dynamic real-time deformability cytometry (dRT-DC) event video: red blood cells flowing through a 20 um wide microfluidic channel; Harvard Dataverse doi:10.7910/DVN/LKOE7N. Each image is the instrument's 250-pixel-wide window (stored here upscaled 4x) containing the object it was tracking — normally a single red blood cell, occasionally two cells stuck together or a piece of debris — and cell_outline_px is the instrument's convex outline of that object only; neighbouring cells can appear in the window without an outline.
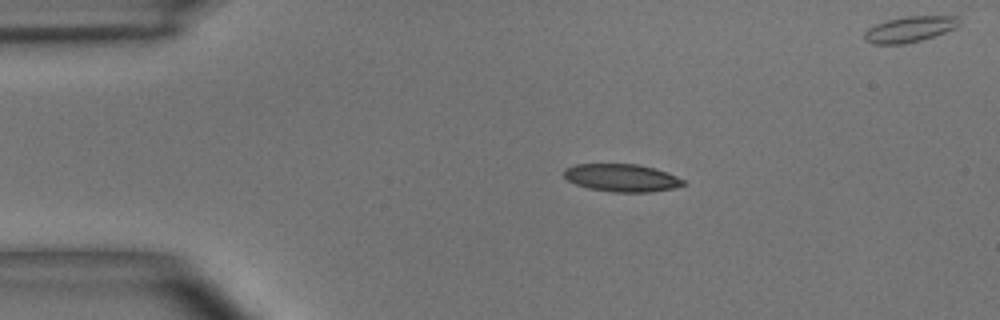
{"species": "common noctule bat (a hibernating species)", "species_latin": "Nyctalus noctula", "temperature_condition": "room temperature", "stored_images_in_passage": 4, "camera_frame_rate_fps": 3000, "um_per_image_px": 0.085, "animal": {"sex": "male", "body_mass_g": 15.6}, "frame": {"image": 1, "passage_image": 1, "time_ms": 0.0, "image_size_px": [1000, 320], "cell_outline_px": [[684, 184], [676, 188], [648, 192], [612, 192], [588, 188], [576, 184], [568, 180], [564, 176], [564, 168], [576, 164], [636, 164], [668, 172], [684, 180]], "centroid_in_image_um": [52.84, 15.11], "position_along_channel_um": 32.2, "area_um2": 19.19}}